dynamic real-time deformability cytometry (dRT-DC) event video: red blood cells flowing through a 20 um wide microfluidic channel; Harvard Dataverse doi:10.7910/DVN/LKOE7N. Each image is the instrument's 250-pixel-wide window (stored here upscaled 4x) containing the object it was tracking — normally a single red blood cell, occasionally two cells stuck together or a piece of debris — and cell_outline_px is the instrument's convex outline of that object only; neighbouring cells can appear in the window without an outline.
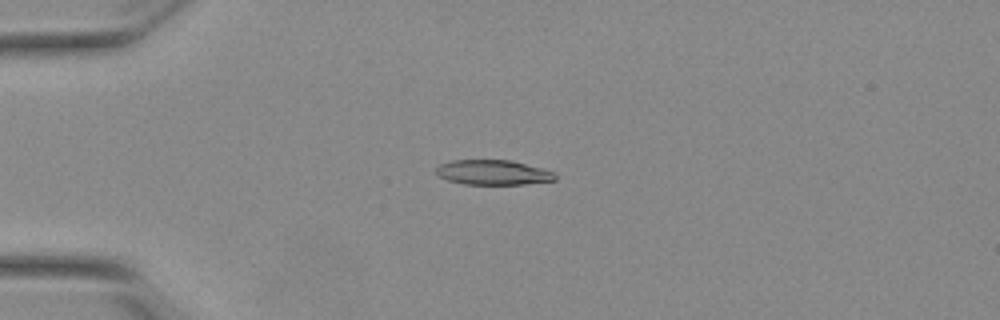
{"species": "Egyptian fruit bat (a non-hibernating species)", "species_latin": "Rousettus aegyptiacus", "temperature_condition": "warm", "stored_images_in_passage": 55, "camera_frame_rate_fps": 3000, "um_per_image_px": 0.085, "animal": {"sex": "female"}, "frame": {"image": 1, "passage_image": 15, "time_ms": 4.667, "image_size_px": [1000, 320], "cell_outline_px": [[556, 180], [524, 184], [464, 184], [448, 180], [440, 176], [436, 172], [436, 168], [440, 164], [452, 160], [512, 160], [544, 168], [552, 172], [556, 176]], "centroid_in_image_um": [41.93, 14.65], "position_along_channel_um": 43.1, "area_um2": 17.22}}
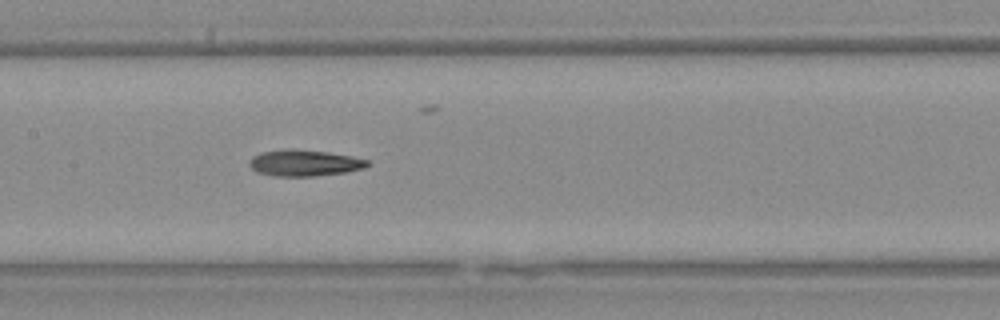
{"frame": {"image": 2, "passage_image": 28, "time_ms": 9.0, "image_size_px": [1000, 320], "cell_outline_px": [[372, 164], [364, 168], [344, 172], [312, 176], [276, 176], [260, 172], [252, 168], [248, 164], [252, 156], [260, 152], [284, 148], [292, 148], [328, 152], [352, 156], [368, 160]], "centroid_in_image_um": [25.88, 13.83], "position_along_channel_um": 181.5, "area_um2": 18.15}}
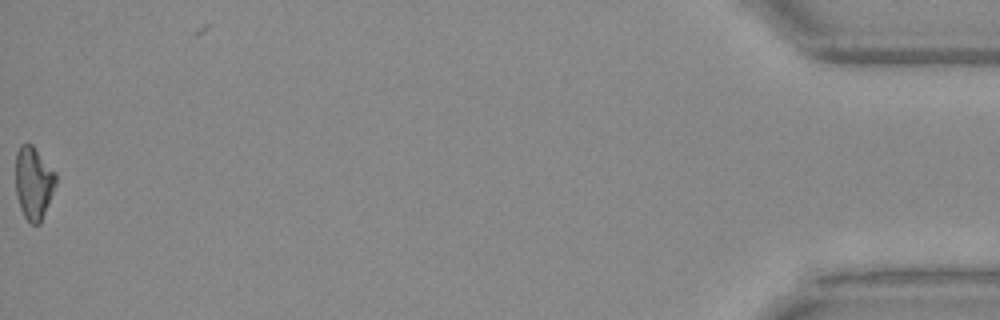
{"frame": {"image": 3, "passage_image": 55, "time_ms": 18.0, "image_size_px": [1000, 320], "cell_outline_px": [[56, 184], [40, 224], [32, 224], [24, 216], [20, 208], [16, 196], [16, 152], [20, 144], [32, 144], [56, 172]], "centroid_in_image_um": [2.85, 15.53], "position_along_channel_um": 432.4, "area_um2": 17.05}}